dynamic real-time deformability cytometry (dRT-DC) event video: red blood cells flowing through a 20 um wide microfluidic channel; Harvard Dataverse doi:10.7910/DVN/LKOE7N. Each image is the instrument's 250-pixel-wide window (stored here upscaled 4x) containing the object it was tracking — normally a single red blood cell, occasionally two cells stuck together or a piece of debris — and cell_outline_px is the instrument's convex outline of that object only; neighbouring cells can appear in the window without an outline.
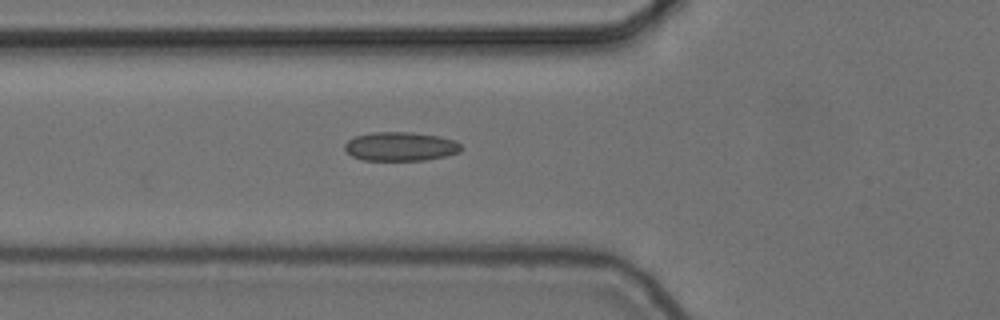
{"species": "common noctule bat (a hibernating species)", "species_latin": "Nyctalus noctula", "temperature_condition": "cold", "stored_images_in_passage": 5, "camera_frame_rate_fps": 3000, "um_per_image_px": 0.085, "animal": {"sex": "female", "body_mass_g": 24.6, "forearm_length_mm": 56.2}, "frame": {"image": 1, "passage_image": 5, "time_ms": 1.333, "image_size_px": [1000, 320], "cell_outline_px": [[464, 148], [460, 152], [444, 156], [424, 160], [364, 160], [352, 156], [344, 148], [344, 144], [348, 140], [356, 136], [372, 132], [412, 132], [440, 136], [456, 140]], "centroid_in_image_um": [34.07, 12.44], "position_along_channel_um": 91.7, "area_um2": 19.71}}